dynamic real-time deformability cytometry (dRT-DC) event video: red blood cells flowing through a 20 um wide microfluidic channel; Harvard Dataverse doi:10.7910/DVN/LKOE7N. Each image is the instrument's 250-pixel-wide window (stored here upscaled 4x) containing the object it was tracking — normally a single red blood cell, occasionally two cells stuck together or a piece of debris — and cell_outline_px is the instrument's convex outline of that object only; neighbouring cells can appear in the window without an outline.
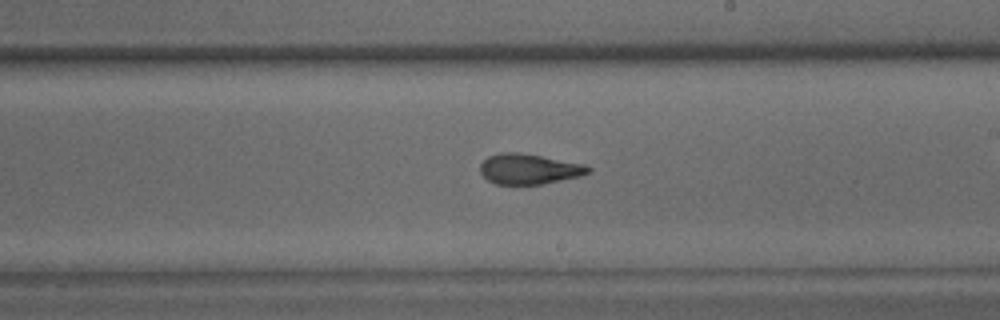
{"species": "common noctule bat (a hibernating species)", "species_latin": "Nyctalus noctula", "temperature_condition": "warm", "stored_images_in_passage": 42, "camera_frame_rate_fps": 3000, "um_per_image_px": 0.085, "animal": {"sex": "male", "body_mass_g": 15.6}, "frame": {"image": 1, "passage_image": 30, "time_ms": 9.667, "image_size_px": [1000, 320], "cell_outline_px": [[592, 172], [580, 176], [544, 184], [496, 184], [488, 180], [480, 172], [480, 164], [488, 156], [500, 152], [520, 152], [584, 164], [592, 168]], "centroid_in_image_um": [44.98, 14.36], "position_along_channel_um": 244.0, "area_um2": 19.19}}
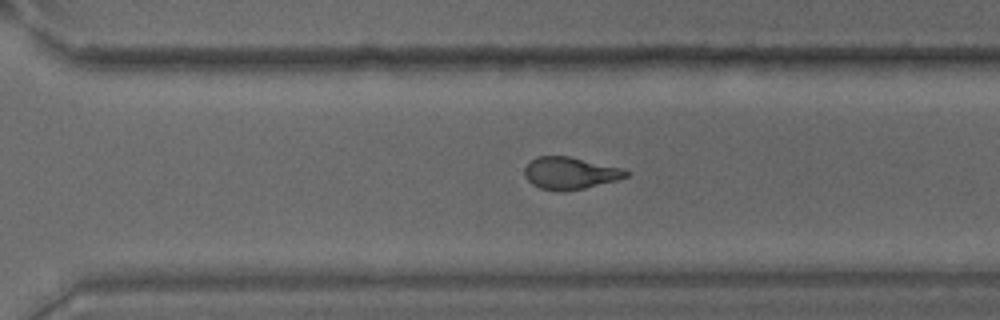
{"frame": {"image": 2, "passage_image": 36, "time_ms": 11.667, "image_size_px": [1000, 320], "cell_outline_px": [[628, 176], [616, 180], [584, 188], [564, 192], [540, 188], [532, 184], [524, 176], [524, 168], [536, 156], [568, 156], [620, 168], [628, 172]], "centroid_in_image_um": [48.4, 14.72], "position_along_channel_um": 322.2, "area_um2": 18.73}}